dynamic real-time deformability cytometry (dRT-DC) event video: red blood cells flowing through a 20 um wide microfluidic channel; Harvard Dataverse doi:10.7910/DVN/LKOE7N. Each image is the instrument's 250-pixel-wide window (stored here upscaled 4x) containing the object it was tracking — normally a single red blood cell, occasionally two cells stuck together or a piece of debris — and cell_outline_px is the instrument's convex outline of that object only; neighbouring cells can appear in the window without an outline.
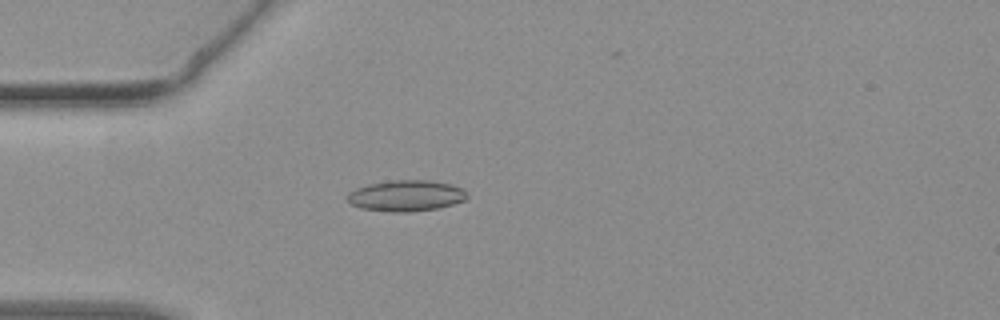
{"species": "common noctule bat (a hibernating species)", "species_latin": "Nyctalus noctula", "temperature_condition": "warm", "stored_images_in_passage": 45, "camera_frame_rate_fps": 3000, "um_per_image_px": 0.085, "animal": {"sex": "female", "body_mass_g": 19.3, "forearm_length_mm": 54.1}, "frame": {"image": 1, "passage_image": 13, "time_ms": 4.0, "image_size_px": [1000, 320], "cell_outline_px": [[468, 196], [464, 200], [440, 208], [408, 212], [392, 212], [360, 208], [348, 204], [348, 192], [356, 188], [368, 184], [392, 180], [428, 180], [452, 184], [464, 188], [468, 192]], "centroid_in_image_um": [34.53, 16.63], "position_along_channel_um": 50.5, "area_um2": 21.91}}
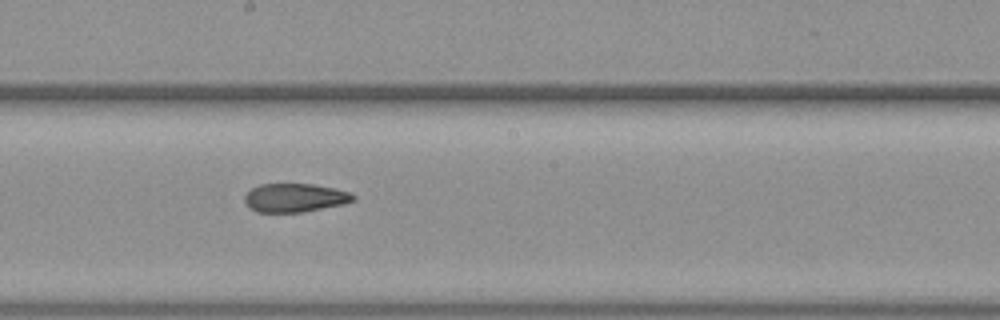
{"frame": {"image": 2, "passage_image": 25, "time_ms": 8.0, "image_size_px": [1000, 320], "cell_outline_px": [[356, 200], [344, 204], [304, 212], [256, 212], [244, 200], [244, 196], [252, 188], [260, 184], [312, 184], [336, 188], [352, 192], [356, 196]], "centroid_in_image_um": [25.13, 16.8], "position_along_channel_um": 223.1, "area_um2": 18.21}}
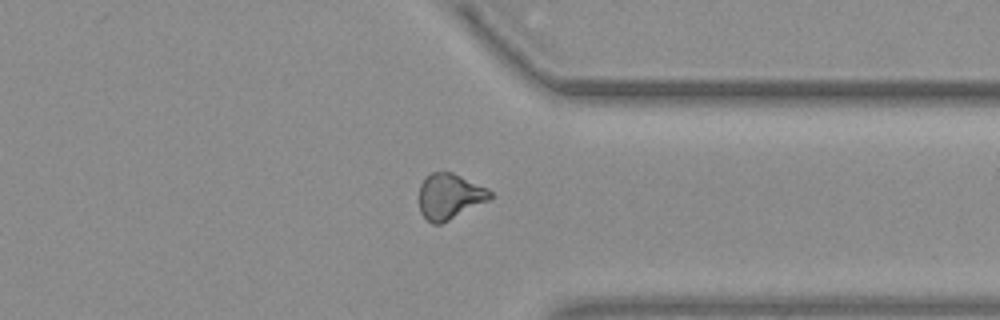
{"frame": {"image": 3, "passage_image": 35, "time_ms": 11.333, "image_size_px": [1000, 320], "cell_outline_px": [[492, 196], [488, 200], [440, 224], [432, 224], [420, 212], [420, 184], [432, 172], [452, 172], [488, 188], [492, 192]], "centroid_in_image_um": [38.22, 16.68], "position_along_channel_um": 373.2, "area_um2": 18.5}}